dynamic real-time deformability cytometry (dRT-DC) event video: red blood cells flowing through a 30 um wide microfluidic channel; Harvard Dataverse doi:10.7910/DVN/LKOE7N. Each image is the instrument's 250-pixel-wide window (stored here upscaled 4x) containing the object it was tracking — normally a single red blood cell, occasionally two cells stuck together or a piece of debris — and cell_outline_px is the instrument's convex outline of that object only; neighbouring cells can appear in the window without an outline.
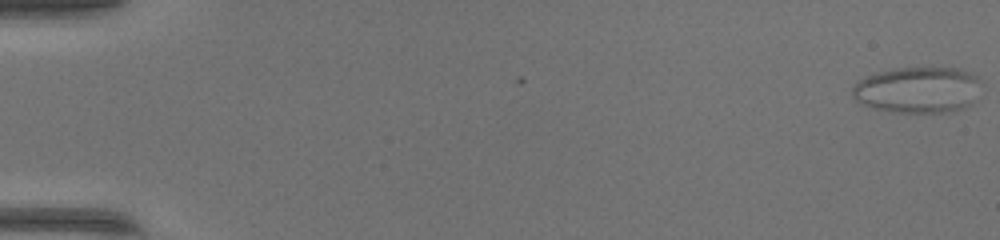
{"species": "common noctule bat (a hibernating species)", "species_latin": "Nyctalus noctula", "temperature_condition": "warm", "stored_images_in_passage": 3, "camera_frame_rate_fps": 3000, "um_per_image_px": 0.085, "animal": {"sex": "female", "body_mass_g": 17.0, "forearm_length_mm": 48.0}, "frame": {"image": 1, "passage_image": 1, "time_ms": 0.0, "image_size_px": [1000, 240], "cell_outline_px": [[976, 80], [972, 104], [964, 108], [948, 112], [888, 112], [872, 108], [856, 100], [852, 96], [852, 88], [860, 80], [868, 76], [880, 72], [900, 68], [956, 68], [968, 72], [976, 76]], "centroid_in_image_um": [77.94, 7.66], "position_along_channel_um": 7.1, "area_um2": 33.87}}